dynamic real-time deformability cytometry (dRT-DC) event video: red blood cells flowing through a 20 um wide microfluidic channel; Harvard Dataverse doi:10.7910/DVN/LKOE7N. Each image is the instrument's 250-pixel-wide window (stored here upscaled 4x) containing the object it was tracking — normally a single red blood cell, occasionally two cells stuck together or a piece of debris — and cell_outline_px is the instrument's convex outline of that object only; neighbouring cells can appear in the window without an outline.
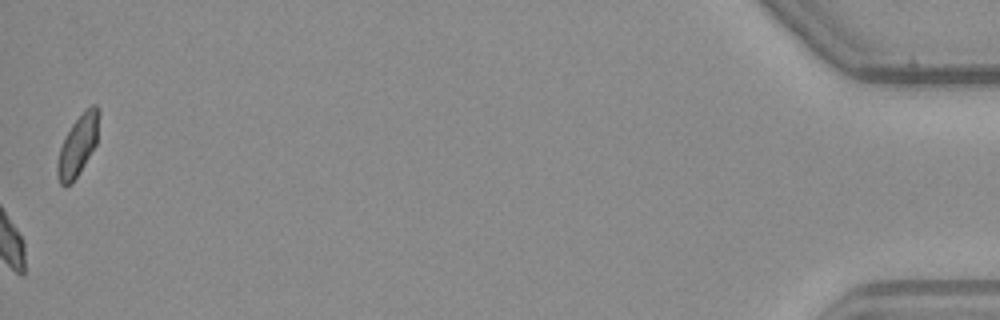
{"species": "common noctule bat (a hibernating species)", "species_latin": "Nyctalus noctula", "temperature_condition": "warm", "stored_images_in_passage": 39, "camera_frame_rate_fps": 3000, "um_per_image_px": 0.085, "animal": {"sex": "male", "body_mass_g": 23.1, "forearm_length_mm": 52.7}, "frame": {"image": 1, "passage_image": 39, "time_ms": 12.667, "image_size_px": [1000, 320], "cell_outline_px": [[100, 112], [96, 144], [80, 172], [72, 184], [64, 188], [60, 184], [56, 172], [56, 164], [60, 148], [72, 124], [92, 104], [96, 104], [100, 108]], "centroid_in_image_um": [6.62, 12.41], "position_along_channel_um": 428.6, "area_um2": 14.68}}